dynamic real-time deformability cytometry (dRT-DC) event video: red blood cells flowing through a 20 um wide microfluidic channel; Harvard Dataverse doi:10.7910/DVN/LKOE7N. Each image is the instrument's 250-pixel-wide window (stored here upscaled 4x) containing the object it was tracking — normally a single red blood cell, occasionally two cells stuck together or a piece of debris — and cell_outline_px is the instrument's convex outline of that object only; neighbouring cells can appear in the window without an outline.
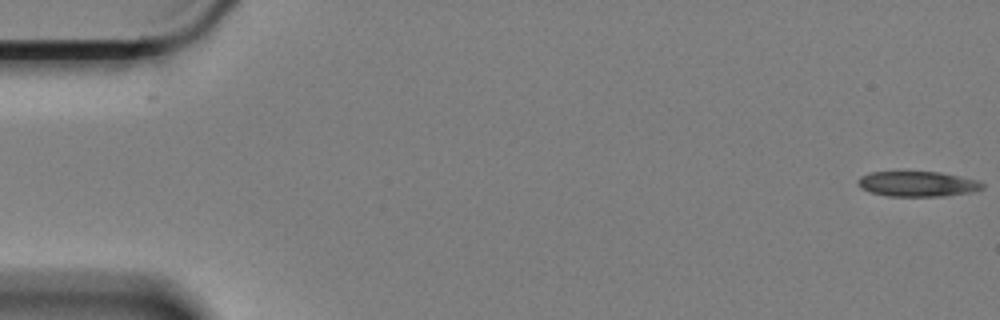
{"species": "Egyptian fruit bat (a non-hibernating species)", "species_latin": "Rousettus aegyptiacus", "temperature_condition": "cold", "stored_images_in_passage": 60, "camera_frame_rate_fps": 3000, "um_per_image_px": 0.085, "animal": {"sex": "female"}, "frame": {"image": 1, "passage_image": 1, "time_ms": 0.0, "image_size_px": [1000, 320], "cell_outline_px": [[984, 188], [968, 192], [944, 196], [888, 196], [872, 192], [860, 188], [856, 180], [860, 176], [868, 172], [940, 172], [960, 176], [976, 180], [984, 184]], "centroid_in_image_um": [77.95, 15.63], "position_along_channel_um": 7.1, "area_um2": 18.21}}
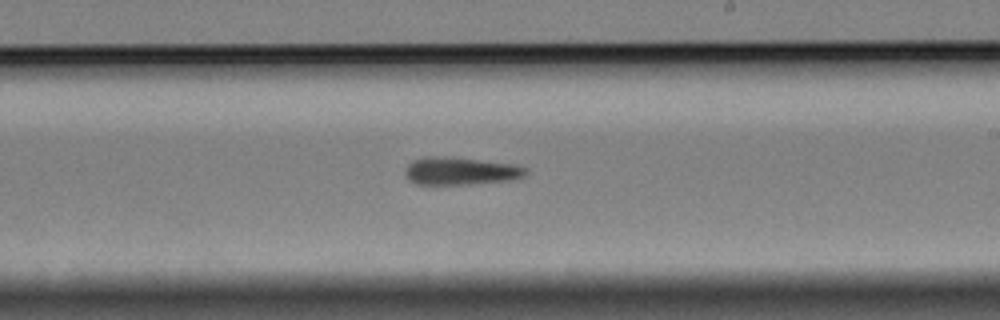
{"frame": {"image": 2, "passage_image": 35, "time_ms": 11.333, "image_size_px": [1000, 320], "cell_outline_px": [[528, 172], [524, 176], [512, 180], [468, 184], [416, 184], [408, 180], [404, 176], [404, 168], [412, 160], [424, 156], [448, 156], [512, 164], [528, 168]], "centroid_in_image_um": [39.09, 14.53], "position_along_channel_um": 249.9, "area_um2": 19.71}}
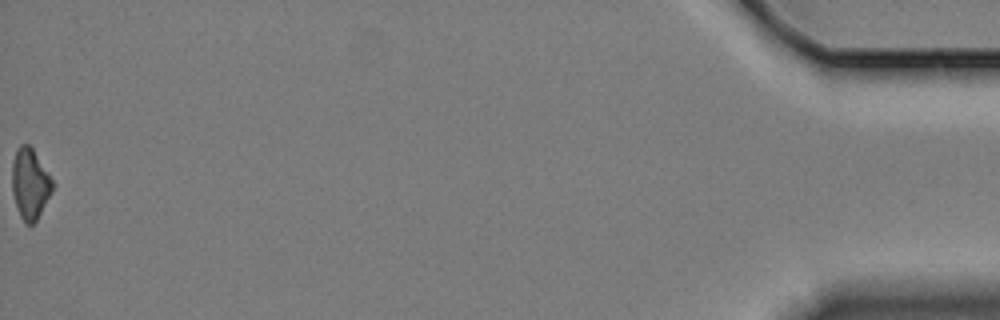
{"frame": {"image": 3, "passage_image": 60, "time_ms": 19.667, "image_size_px": [1000, 320], "cell_outline_px": [[56, 184], [52, 192], [36, 220], [32, 224], [24, 224], [20, 216], [12, 192], [12, 164], [16, 148], [20, 144], [28, 144], [32, 148]], "centroid_in_image_um": [2.56, 15.61], "position_along_channel_um": 432.6, "area_um2": 16.7}}